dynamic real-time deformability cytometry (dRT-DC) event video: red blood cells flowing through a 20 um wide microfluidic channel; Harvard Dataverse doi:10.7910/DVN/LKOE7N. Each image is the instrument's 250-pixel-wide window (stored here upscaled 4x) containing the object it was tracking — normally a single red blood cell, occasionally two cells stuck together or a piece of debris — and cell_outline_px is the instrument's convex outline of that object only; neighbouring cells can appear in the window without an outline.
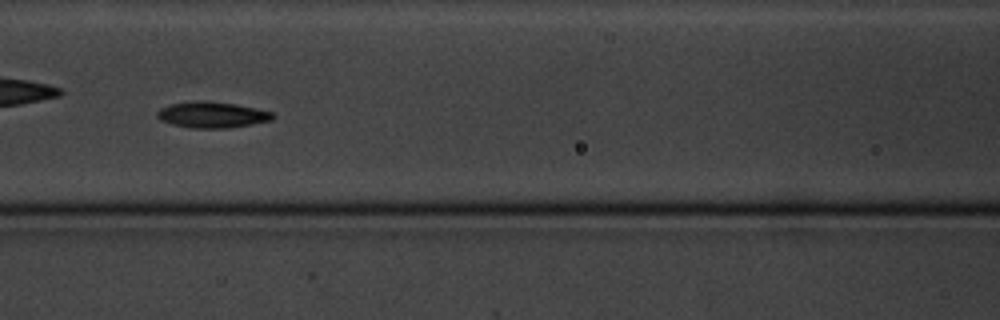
{"species": "common noctule bat (a hibernating species)", "species_latin": "Nyctalus noctula", "temperature_condition": "cold", "stored_images_in_passage": 17, "camera_frame_rate_fps": 3000, "um_per_image_px": 0.085, "animal": {"sex": "male", "body_mass_g": 20.1, "forearm_length_mm": 53.5}, "frame": {"image": 1, "passage_image": 8, "time_ms": 8.0, "image_size_px": [1000, 320], "cell_outline_px": [[276, 116], [272, 120], [252, 124], [228, 128], [192, 128], [172, 124], [160, 120], [156, 116], [156, 112], [160, 108], [172, 104], [196, 100], [232, 104], [256, 108], [272, 112]], "centroid_in_image_um": [18.02, 9.77], "position_along_channel_um": 148.6, "area_um2": 17.4}}
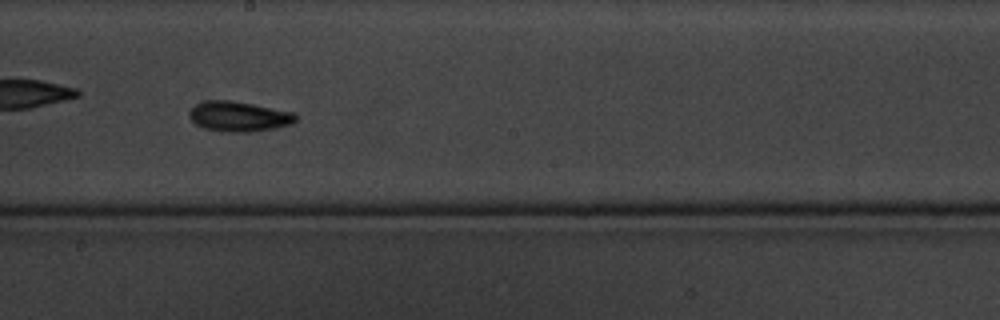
{"frame": {"image": 2, "passage_image": 10, "time_ms": 10.333, "image_size_px": [1000, 320], "cell_outline_px": [[296, 120], [292, 124], [276, 128], [248, 132], [228, 132], [204, 128], [196, 124], [188, 116], [188, 112], [196, 104], [208, 100], [228, 100], [252, 104], [296, 112]], "centroid_in_image_um": [20.32, 9.9], "position_along_channel_um": 227.9, "area_um2": 18.67}, "authors_computed_cell_mechanics": {"area_um2": 16.8776, "velocity_mm_per_s": 3.4085, "shape_relaxation_time_tau1_ms": 1.7047, "shape_relaxation_time_tau2_ms": 2.0992, "deformation_change_tau1": 0.0876, "deformation_change_tau2": 0.0672}}